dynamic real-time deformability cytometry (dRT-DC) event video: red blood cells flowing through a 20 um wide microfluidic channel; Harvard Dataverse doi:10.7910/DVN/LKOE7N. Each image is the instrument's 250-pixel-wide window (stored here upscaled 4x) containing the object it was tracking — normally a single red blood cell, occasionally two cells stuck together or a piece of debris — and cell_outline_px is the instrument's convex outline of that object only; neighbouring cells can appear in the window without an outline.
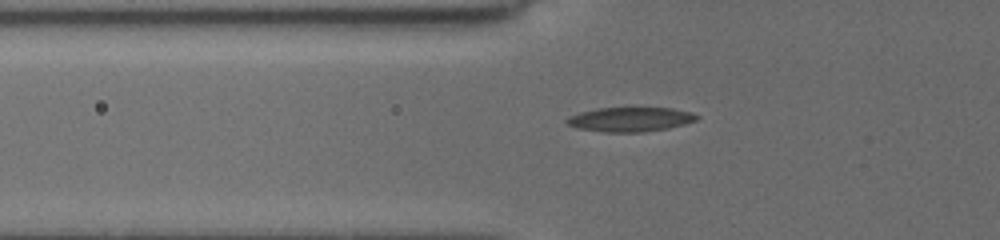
{"species": "common noctule bat (a hibernating species)", "species_latin": "Nyctalus noctula", "temperature_condition": "cold", "stored_images_in_passage": 38, "segment_of_instrument_passage": [1, 2], "camera_frame_rate_fps": 3000, "um_per_image_px": 0.085, "animal": {"sex": "female", "body_mass_g": 19.5, "forearm_length_mm": 54.1}, "frame": {"image": 1, "passage_image": 2, "time_ms": 0.333, "image_size_px": [1000, 240], "cell_outline_px": [[700, 116], [696, 120], [684, 124], [668, 128], [640, 132], [604, 132], [576, 128], [568, 124], [564, 120], [568, 116], [580, 112], [596, 108], [672, 108], [692, 112]], "centroid_in_image_um": [53.55, 10.14], "position_along_channel_um": 72.3, "area_um2": 18.5}}
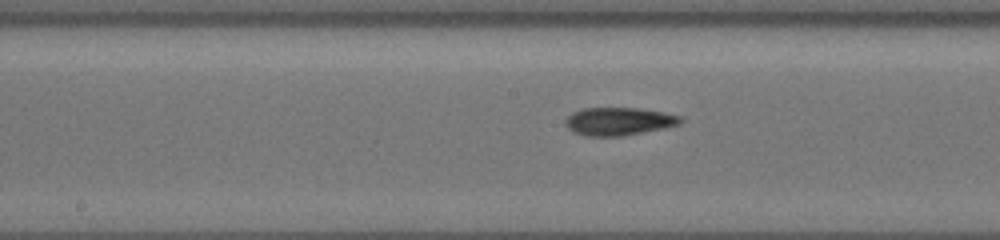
{"frame": {"image": 2, "passage_image": 12, "time_ms": 3.667, "image_size_px": [1000, 240], "cell_outline_px": [[684, 120], [680, 124], [664, 128], [620, 136], [584, 136], [572, 132], [564, 124], [564, 120], [572, 112], [584, 108], [640, 108], [664, 112], [680, 116]], "centroid_in_image_um": [52.57, 10.31], "position_along_channel_um": 195.6, "area_um2": 18.84}}
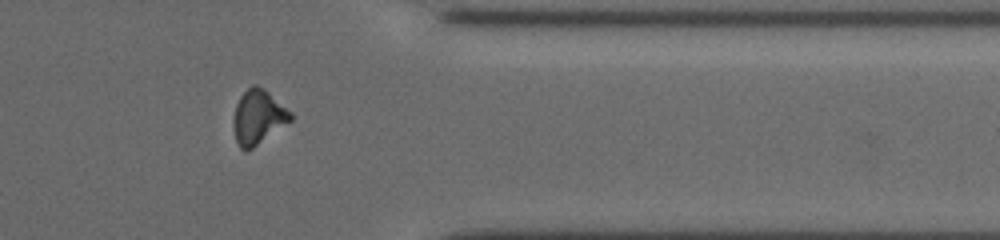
{"frame": {"image": 3, "passage_image": 28, "time_ms": 9.0, "image_size_px": [1000, 240], "cell_outline_px": [[292, 120], [252, 148], [244, 152], [240, 148], [236, 140], [232, 124], [232, 120], [236, 104], [240, 96], [252, 84], [256, 84], [264, 88], [292, 112]], "centroid_in_image_um": [21.92, 9.94], "position_along_channel_um": 389.5, "area_um2": 18.15}}